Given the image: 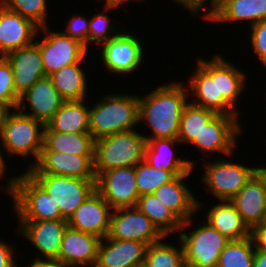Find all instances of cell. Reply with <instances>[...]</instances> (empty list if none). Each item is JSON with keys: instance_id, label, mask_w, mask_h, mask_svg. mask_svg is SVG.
Here are the masks:
<instances>
[{"instance_id": "8fae6325", "label": "cell", "mask_w": 266, "mask_h": 267, "mask_svg": "<svg viewBox=\"0 0 266 267\" xmlns=\"http://www.w3.org/2000/svg\"><path fill=\"white\" fill-rule=\"evenodd\" d=\"M189 79L188 95L196 98L189 101L198 107L207 108L217 114L239 116L238 110H234L223 98H217L216 88V55L209 60L197 59L195 72Z\"/></svg>"}, {"instance_id": "44dd1931", "label": "cell", "mask_w": 266, "mask_h": 267, "mask_svg": "<svg viewBox=\"0 0 266 267\" xmlns=\"http://www.w3.org/2000/svg\"><path fill=\"white\" fill-rule=\"evenodd\" d=\"M25 101H28L31 113L25 112ZM66 100L55 89L49 76L36 81L23 95L20 96L17 109L44 125L55 115Z\"/></svg>"}, {"instance_id": "74e56055", "label": "cell", "mask_w": 266, "mask_h": 267, "mask_svg": "<svg viewBox=\"0 0 266 267\" xmlns=\"http://www.w3.org/2000/svg\"><path fill=\"white\" fill-rule=\"evenodd\" d=\"M105 13L98 12L92 18L89 19V30H88V46L91 43L96 42L97 44H102L107 42L109 39L116 37L120 31L111 24V20L107 15L108 11L112 9L104 8Z\"/></svg>"}, {"instance_id": "816d5d0a", "label": "cell", "mask_w": 266, "mask_h": 267, "mask_svg": "<svg viewBox=\"0 0 266 267\" xmlns=\"http://www.w3.org/2000/svg\"><path fill=\"white\" fill-rule=\"evenodd\" d=\"M48 267H66V266L55 262H48Z\"/></svg>"}, {"instance_id": "bcb514c9", "label": "cell", "mask_w": 266, "mask_h": 267, "mask_svg": "<svg viewBox=\"0 0 266 267\" xmlns=\"http://www.w3.org/2000/svg\"><path fill=\"white\" fill-rule=\"evenodd\" d=\"M138 2H143L145 0H137ZM129 0H105L104 8L108 9H116V7H119V5H123V3H127Z\"/></svg>"}, {"instance_id": "1f68e13d", "label": "cell", "mask_w": 266, "mask_h": 267, "mask_svg": "<svg viewBox=\"0 0 266 267\" xmlns=\"http://www.w3.org/2000/svg\"><path fill=\"white\" fill-rule=\"evenodd\" d=\"M164 236L182 231L183 222L153 193L139 196L136 206Z\"/></svg>"}, {"instance_id": "836d02e7", "label": "cell", "mask_w": 266, "mask_h": 267, "mask_svg": "<svg viewBox=\"0 0 266 267\" xmlns=\"http://www.w3.org/2000/svg\"><path fill=\"white\" fill-rule=\"evenodd\" d=\"M166 238L147 246L143 263L146 267H185L182 245L177 248L164 242Z\"/></svg>"}, {"instance_id": "52a82bcc", "label": "cell", "mask_w": 266, "mask_h": 267, "mask_svg": "<svg viewBox=\"0 0 266 267\" xmlns=\"http://www.w3.org/2000/svg\"><path fill=\"white\" fill-rule=\"evenodd\" d=\"M58 205L68 220L76 209L96 191V179H82L50 174H29Z\"/></svg>"}, {"instance_id": "ba28073f", "label": "cell", "mask_w": 266, "mask_h": 267, "mask_svg": "<svg viewBox=\"0 0 266 267\" xmlns=\"http://www.w3.org/2000/svg\"><path fill=\"white\" fill-rule=\"evenodd\" d=\"M204 163V173L200 180L220 201H230L256 174V167L250 168L237 162L226 161L224 158H217L210 164Z\"/></svg>"}, {"instance_id": "9c48e42d", "label": "cell", "mask_w": 266, "mask_h": 267, "mask_svg": "<svg viewBox=\"0 0 266 267\" xmlns=\"http://www.w3.org/2000/svg\"><path fill=\"white\" fill-rule=\"evenodd\" d=\"M43 40L36 38L35 43L40 48L46 76L57 72L64 66L86 61L88 49L80 41L71 38L63 31H49L48 25L39 28Z\"/></svg>"}, {"instance_id": "ab89813d", "label": "cell", "mask_w": 266, "mask_h": 267, "mask_svg": "<svg viewBox=\"0 0 266 267\" xmlns=\"http://www.w3.org/2000/svg\"><path fill=\"white\" fill-rule=\"evenodd\" d=\"M250 42L261 64L266 67V20L259 21L250 28Z\"/></svg>"}, {"instance_id": "f5cc1de1", "label": "cell", "mask_w": 266, "mask_h": 267, "mask_svg": "<svg viewBox=\"0 0 266 267\" xmlns=\"http://www.w3.org/2000/svg\"><path fill=\"white\" fill-rule=\"evenodd\" d=\"M217 5H219L223 0H213Z\"/></svg>"}, {"instance_id": "277c9868", "label": "cell", "mask_w": 266, "mask_h": 267, "mask_svg": "<svg viewBox=\"0 0 266 267\" xmlns=\"http://www.w3.org/2000/svg\"><path fill=\"white\" fill-rule=\"evenodd\" d=\"M145 135L135 129L119 132L95 141L94 174L104 171L135 167L144 160Z\"/></svg>"}, {"instance_id": "603a6c76", "label": "cell", "mask_w": 266, "mask_h": 267, "mask_svg": "<svg viewBox=\"0 0 266 267\" xmlns=\"http://www.w3.org/2000/svg\"><path fill=\"white\" fill-rule=\"evenodd\" d=\"M147 245L134 240L101 239L94 267H137L143 265Z\"/></svg>"}, {"instance_id": "e0dca14e", "label": "cell", "mask_w": 266, "mask_h": 267, "mask_svg": "<svg viewBox=\"0 0 266 267\" xmlns=\"http://www.w3.org/2000/svg\"><path fill=\"white\" fill-rule=\"evenodd\" d=\"M194 168L186 173L176 176L169 183L158 187L153 193L166 207H168L182 222V230L190 228L192 217L202 205L188 188L184 180L191 175ZM193 192V193H192ZM198 200V201H197Z\"/></svg>"}, {"instance_id": "c3c4849f", "label": "cell", "mask_w": 266, "mask_h": 267, "mask_svg": "<svg viewBox=\"0 0 266 267\" xmlns=\"http://www.w3.org/2000/svg\"><path fill=\"white\" fill-rule=\"evenodd\" d=\"M1 143V142H0ZM1 147V144H0ZM4 154L2 153V149L0 148V178H4L5 176V171H6V161L4 160Z\"/></svg>"}, {"instance_id": "f907efd6", "label": "cell", "mask_w": 266, "mask_h": 267, "mask_svg": "<svg viewBox=\"0 0 266 267\" xmlns=\"http://www.w3.org/2000/svg\"><path fill=\"white\" fill-rule=\"evenodd\" d=\"M19 267V266H18ZM29 267H48V262H38L34 263L32 262Z\"/></svg>"}, {"instance_id": "2e32d148", "label": "cell", "mask_w": 266, "mask_h": 267, "mask_svg": "<svg viewBox=\"0 0 266 267\" xmlns=\"http://www.w3.org/2000/svg\"><path fill=\"white\" fill-rule=\"evenodd\" d=\"M28 174H50L82 179H96L94 155H74L58 151H41L37 163L27 168Z\"/></svg>"}, {"instance_id": "f6af8a7d", "label": "cell", "mask_w": 266, "mask_h": 267, "mask_svg": "<svg viewBox=\"0 0 266 267\" xmlns=\"http://www.w3.org/2000/svg\"><path fill=\"white\" fill-rule=\"evenodd\" d=\"M252 267H266V252L255 249L254 262Z\"/></svg>"}, {"instance_id": "30bf717a", "label": "cell", "mask_w": 266, "mask_h": 267, "mask_svg": "<svg viewBox=\"0 0 266 267\" xmlns=\"http://www.w3.org/2000/svg\"><path fill=\"white\" fill-rule=\"evenodd\" d=\"M107 237L140 241L148 246L165 236L137 207H127L113 209Z\"/></svg>"}, {"instance_id": "9a60e30c", "label": "cell", "mask_w": 266, "mask_h": 267, "mask_svg": "<svg viewBox=\"0 0 266 267\" xmlns=\"http://www.w3.org/2000/svg\"><path fill=\"white\" fill-rule=\"evenodd\" d=\"M18 231L41 253L34 263L55 262L58 259L64 232L68 226L66 219L42 221H18Z\"/></svg>"}, {"instance_id": "7a4b0ae2", "label": "cell", "mask_w": 266, "mask_h": 267, "mask_svg": "<svg viewBox=\"0 0 266 267\" xmlns=\"http://www.w3.org/2000/svg\"><path fill=\"white\" fill-rule=\"evenodd\" d=\"M119 94L104 95L89 107V132L95 141L138 126V96Z\"/></svg>"}, {"instance_id": "60d3db41", "label": "cell", "mask_w": 266, "mask_h": 267, "mask_svg": "<svg viewBox=\"0 0 266 267\" xmlns=\"http://www.w3.org/2000/svg\"><path fill=\"white\" fill-rule=\"evenodd\" d=\"M67 22L64 33L73 39L80 41L88 49L89 18L81 14L71 17Z\"/></svg>"}, {"instance_id": "f1b7e54d", "label": "cell", "mask_w": 266, "mask_h": 267, "mask_svg": "<svg viewBox=\"0 0 266 267\" xmlns=\"http://www.w3.org/2000/svg\"><path fill=\"white\" fill-rule=\"evenodd\" d=\"M222 56L216 55L217 98H223L234 110H237L235 107L244 92L247 76Z\"/></svg>"}, {"instance_id": "4dcf8cb0", "label": "cell", "mask_w": 266, "mask_h": 267, "mask_svg": "<svg viewBox=\"0 0 266 267\" xmlns=\"http://www.w3.org/2000/svg\"><path fill=\"white\" fill-rule=\"evenodd\" d=\"M82 63L84 62L64 66L49 76L55 89L66 101L87 98L88 82L85 70L81 67Z\"/></svg>"}, {"instance_id": "7bdbcfd3", "label": "cell", "mask_w": 266, "mask_h": 267, "mask_svg": "<svg viewBox=\"0 0 266 267\" xmlns=\"http://www.w3.org/2000/svg\"><path fill=\"white\" fill-rule=\"evenodd\" d=\"M250 237L256 250L266 252V223L262 222L260 225L252 228Z\"/></svg>"}, {"instance_id": "ac0fdd59", "label": "cell", "mask_w": 266, "mask_h": 267, "mask_svg": "<svg viewBox=\"0 0 266 267\" xmlns=\"http://www.w3.org/2000/svg\"><path fill=\"white\" fill-rule=\"evenodd\" d=\"M100 241L94 234L67 226L55 263L66 267H94Z\"/></svg>"}, {"instance_id": "d4e9b609", "label": "cell", "mask_w": 266, "mask_h": 267, "mask_svg": "<svg viewBox=\"0 0 266 267\" xmlns=\"http://www.w3.org/2000/svg\"><path fill=\"white\" fill-rule=\"evenodd\" d=\"M146 141L144 161L155 169L171 171L175 176H178L186 174L194 168L193 161L174 156L172 148L177 143L179 144L178 139L160 138L146 139Z\"/></svg>"}, {"instance_id": "681fc988", "label": "cell", "mask_w": 266, "mask_h": 267, "mask_svg": "<svg viewBox=\"0 0 266 267\" xmlns=\"http://www.w3.org/2000/svg\"><path fill=\"white\" fill-rule=\"evenodd\" d=\"M8 111L9 110L0 103V129H1L2 123Z\"/></svg>"}, {"instance_id": "83f0119b", "label": "cell", "mask_w": 266, "mask_h": 267, "mask_svg": "<svg viewBox=\"0 0 266 267\" xmlns=\"http://www.w3.org/2000/svg\"><path fill=\"white\" fill-rule=\"evenodd\" d=\"M244 20L250 22V27L266 20V0H223L210 22L231 23Z\"/></svg>"}, {"instance_id": "7402d4cb", "label": "cell", "mask_w": 266, "mask_h": 267, "mask_svg": "<svg viewBox=\"0 0 266 267\" xmlns=\"http://www.w3.org/2000/svg\"><path fill=\"white\" fill-rule=\"evenodd\" d=\"M4 57L12 67L14 88L19 97L36 81L46 76L40 48L35 42L14 50Z\"/></svg>"}, {"instance_id": "e575fe53", "label": "cell", "mask_w": 266, "mask_h": 267, "mask_svg": "<svg viewBox=\"0 0 266 267\" xmlns=\"http://www.w3.org/2000/svg\"><path fill=\"white\" fill-rule=\"evenodd\" d=\"M255 248L251 237L230 241L221 252L217 267H252Z\"/></svg>"}, {"instance_id": "3957f363", "label": "cell", "mask_w": 266, "mask_h": 267, "mask_svg": "<svg viewBox=\"0 0 266 267\" xmlns=\"http://www.w3.org/2000/svg\"><path fill=\"white\" fill-rule=\"evenodd\" d=\"M8 181L4 189L12 197L18 221L65 219L52 197L27 172Z\"/></svg>"}, {"instance_id": "f546056e", "label": "cell", "mask_w": 266, "mask_h": 267, "mask_svg": "<svg viewBox=\"0 0 266 267\" xmlns=\"http://www.w3.org/2000/svg\"><path fill=\"white\" fill-rule=\"evenodd\" d=\"M95 140L90 133L44 131L42 151H58L74 155H94Z\"/></svg>"}, {"instance_id": "d6a6232c", "label": "cell", "mask_w": 266, "mask_h": 267, "mask_svg": "<svg viewBox=\"0 0 266 267\" xmlns=\"http://www.w3.org/2000/svg\"><path fill=\"white\" fill-rule=\"evenodd\" d=\"M216 114L213 110L198 107L188 102L181 115L177 139L180 143L191 144Z\"/></svg>"}, {"instance_id": "4fadbf2b", "label": "cell", "mask_w": 266, "mask_h": 267, "mask_svg": "<svg viewBox=\"0 0 266 267\" xmlns=\"http://www.w3.org/2000/svg\"><path fill=\"white\" fill-rule=\"evenodd\" d=\"M238 116L216 114L203 128L191 145L198 148L203 154L223 153L230 158L233 155L238 135L242 125L238 123Z\"/></svg>"}, {"instance_id": "6da1fadb", "label": "cell", "mask_w": 266, "mask_h": 267, "mask_svg": "<svg viewBox=\"0 0 266 267\" xmlns=\"http://www.w3.org/2000/svg\"><path fill=\"white\" fill-rule=\"evenodd\" d=\"M180 81L161 84L148 95L138 96L139 124L145 121L152 133L146 139L178 138L179 125L184 107L188 104V93ZM144 120V121H143Z\"/></svg>"}, {"instance_id": "f35d334b", "label": "cell", "mask_w": 266, "mask_h": 267, "mask_svg": "<svg viewBox=\"0 0 266 267\" xmlns=\"http://www.w3.org/2000/svg\"><path fill=\"white\" fill-rule=\"evenodd\" d=\"M13 80L10 63L4 56H0V103L11 111L17 109L20 99L15 92Z\"/></svg>"}, {"instance_id": "ffe728a7", "label": "cell", "mask_w": 266, "mask_h": 267, "mask_svg": "<svg viewBox=\"0 0 266 267\" xmlns=\"http://www.w3.org/2000/svg\"><path fill=\"white\" fill-rule=\"evenodd\" d=\"M113 209L97 192H93L69 217L68 226L103 239L107 237Z\"/></svg>"}, {"instance_id": "ee69618b", "label": "cell", "mask_w": 266, "mask_h": 267, "mask_svg": "<svg viewBox=\"0 0 266 267\" xmlns=\"http://www.w3.org/2000/svg\"><path fill=\"white\" fill-rule=\"evenodd\" d=\"M13 251L11 245L0 240V267H18Z\"/></svg>"}, {"instance_id": "5b68a950", "label": "cell", "mask_w": 266, "mask_h": 267, "mask_svg": "<svg viewBox=\"0 0 266 267\" xmlns=\"http://www.w3.org/2000/svg\"><path fill=\"white\" fill-rule=\"evenodd\" d=\"M44 127L41 121L21 113L18 109L12 112L9 110L0 129V141L5 149L2 151H6L8 156L19 155L26 158L32 155L35 162L28 167H33L43 148Z\"/></svg>"}, {"instance_id": "7c38bea8", "label": "cell", "mask_w": 266, "mask_h": 267, "mask_svg": "<svg viewBox=\"0 0 266 267\" xmlns=\"http://www.w3.org/2000/svg\"><path fill=\"white\" fill-rule=\"evenodd\" d=\"M143 46L133 33L120 32L116 37L101 44V61L104 67L114 74L133 73L145 57Z\"/></svg>"}, {"instance_id": "d6986e66", "label": "cell", "mask_w": 266, "mask_h": 267, "mask_svg": "<svg viewBox=\"0 0 266 267\" xmlns=\"http://www.w3.org/2000/svg\"><path fill=\"white\" fill-rule=\"evenodd\" d=\"M40 27L0 2V56L35 42Z\"/></svg>"}, {"instance_id": "8992f818", "label": "cell", "mask_w": 266, "mask_h": 267, "mask_svg": "<svg viewBox=\"0 0 266 267\" xmlns=\"http://www.w3.org/2000/svg\"><path fill=\"white\" fill-rule=\"evenodd\" d=\"M178 236L185 265L190 267H217L221 252L231 241L206 221L188 234L180 230Z\"/></svg>"}, {"instance_id": "4316f807", "label": "cell", "mask_w": 266, "mask_h": 267, "mask_svg": "<svg viewBox=\"0 0 266 267\" xmlns=\"http://www.w3.org/2000/svg\"><path fill=\"white\" fill-rule=\"evenodd\" d=\"M220 202L206 212V222L231 241L250 237L251 230L243 221L234 204L227 200Z\"/></svg>"}, {"instance_id": "5bb4252c", "label": "cell", "mask_w": 266, "mask_h": 267, "mask_svg": "<svg viewBox=\"0 0 266 267\" xmlns=\"http://www.w3.org/2000/svg\"><path fill=\"white\" fill-rule=\"evenodd\" d=\"M96 191L112 209L135 207L139 198L135 167H120L96 177Z\"/></svg>"}, {"instance_id": "d590c367", "label": "cell", "mask_w": 266, "mask_h": 267, "mask_svg": "<svg viewBox=\"0 0 266 267\" xmlns=\"http://www.w3.org/2000/svg\"><path fill=\"white\" fill-rule=\"evenodd\" d=\"M136 186L139 196L154 193L163 184L169 183L176 176L171 171L155 169L144 160L135 166Z\"/></svg>"}, {"instance_id": "7dc6e473", "label": "cell", "mask_w": 266, "mask_h": 267, "mask_svg": "<svg viewBox=\"0 0 266 267\" xmlns=\"http://www.w3.org/2000/svg\"><path fill=\"white\" fill-rule=\"evenodd\" d=\"M256 175L262 181L264 190L266 191V167H258L256 168Z\"/></svg>"}, {"instance_id": "484cf974", "label": "cell", "mask_w": 266, "mask_h": 267, "mask_svg": "<svg viewBox=\"0 0 266 267\" xmlns=\"http://www.w3.org/2000/svg\"><path fill=\"white\" fill-rule=\"evenodd\" d=\"M87 99L65 101L46 123L44 131L59 133H90Z\"/></svg>"}, {"instance_id": "b9f144b4", "label": "cell", "mask_w": 266, "mask_h": 267, "mask_svg": "<svg viewBox=\"0 0 266 267\" xmlns=\"http://www.w3.org/2000/svg\"><path fill=\"white\" fill-rule=\"evenodd\" d=\"M175 1L176 3H178V5H181L182 7L186 8V10H189L191 13H193V15H199L202 7L205 6V4L209 1V6H211L209 8L211 9L210 11L204 13L205 15L203 14V18L208 20L209 22L215 16L218 6L213 0H174V2Z\"/></svg>"}, {"instance_id": "cb8c5ba5", "label": "cell", "mask_w": 266, "mask_h": 267, "mask_svg": "<svg viewBox=\"0 0 266 267\" xmlns=\"http://www.w3.org/2000/svg\"><path fill=\"white\" fill-rule=\"evenodd\" d=\"M250 228L260 225L266 214V191L255 174L240 192L230 200Z\"/></svg>"}, {"instance_id": "8d00e7d4", "label": "cell", "mask_w": 266, "mask_h": 267, "mask_svg": "<svg viewBox=\"0 0 266 267\" xmlns=\"http://www.w3.org/2000/svg\"><path fill=\"white\" fill-rule=\"evenodd\" d=\"M9 10L33 21L37 26H47V0H0Z\"/></svg>"}]
</instances>
